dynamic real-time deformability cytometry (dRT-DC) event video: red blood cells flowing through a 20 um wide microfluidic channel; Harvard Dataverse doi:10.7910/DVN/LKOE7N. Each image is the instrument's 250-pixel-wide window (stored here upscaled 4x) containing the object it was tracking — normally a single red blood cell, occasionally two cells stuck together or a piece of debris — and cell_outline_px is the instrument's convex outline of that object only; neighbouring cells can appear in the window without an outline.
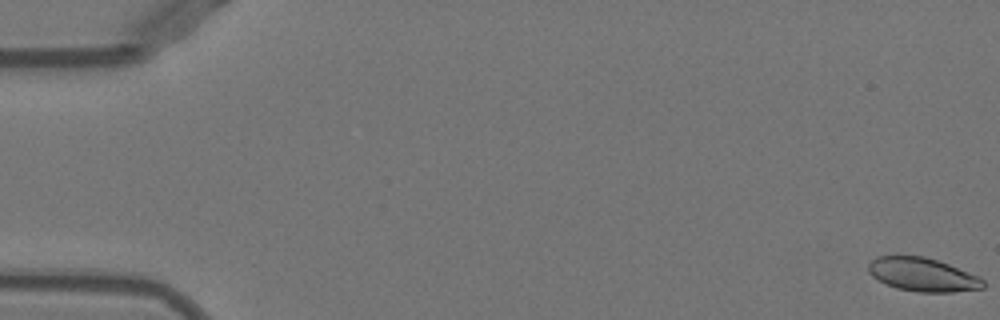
{"species": "Egyptian fruit bat (a non-hibernating species)", "species_latin": "Rousettus aegyptiacus", "temperature_condition": "warm", "stored_images_in_passage": 52, "camera_frame_rate_fps": 3000, "um_per_image_px": 0.085, "animal": {"sex": "female"}, "frame": {"image": 1, "passage_image": 1, "time_ms": 0.0, "image_size_px": [1000, 320], "cell_outline_px": [[984, 288], [952, 292], [916, 292], [896, 288], [884, 284], [876, 280], [868, 272], [868, 264], [876, 256], [924, 256], [948, 264], [980, 276], [984, 280]], "centroid_in_image_um": [78.4, 23.35], "position_along_channel_um": 6.6, "area_um2": 22.6}}
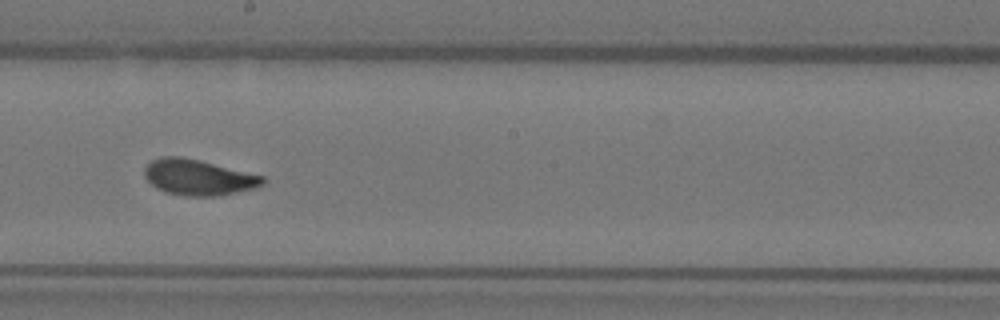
{"frame": {"image": 2, "passage_image": 30, "time_ms": 9.667, "image_size_px": [1000, 320], "cell_outline_px": [[264, 184], [260, 188], [220, 196], [184, 196], [164, 192], [156, 188], [144, 176], [144, 168], [152, 160], [160, 156], [180, 156], [264, 176]], "centroid_in_image_um": [16.87, 15.1], "position_along_channel_um": 231.3, "area_um2": 24.74}}
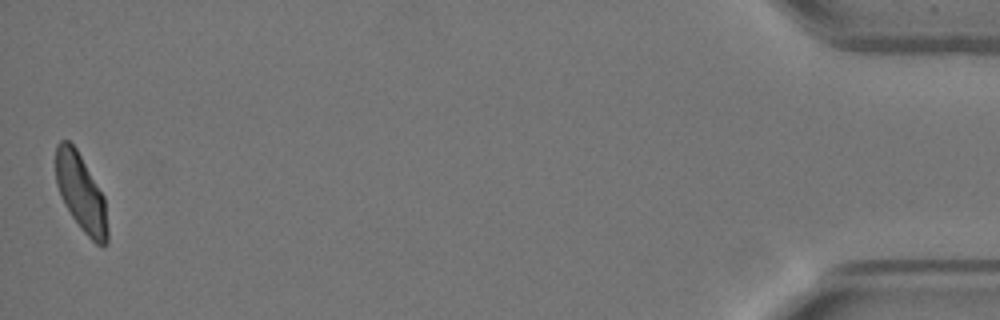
{"frame": {"image": 3, "passage_image": 52, "time_ms": 17.0, "image_size_px": [1000, 320], "cell_outline_px": [[108, 244], [104, 248], [96, 244], [80, 228], [64, 204], [60, 196], [56, 184], [56, 144], [60, 140], [68, 140], [76, 148], [104, 196], [108, 228]], "centroid_in_image_um": [6.89, 16.43], "position_along_channel_um": 428.3, "area_um2": 23.41}, "authors_computed_cell_mechanics": {"area_um2": 23.698, "velocity_mm_per_s": 3.935, "shape_relaxation_time_tau1_ms": 4.6168, "shape_relaxation_time_tau2_ms": 0.9311, "deformation_change_tau1": 0.1767, "deformation_change_tau2": 0.0713}}